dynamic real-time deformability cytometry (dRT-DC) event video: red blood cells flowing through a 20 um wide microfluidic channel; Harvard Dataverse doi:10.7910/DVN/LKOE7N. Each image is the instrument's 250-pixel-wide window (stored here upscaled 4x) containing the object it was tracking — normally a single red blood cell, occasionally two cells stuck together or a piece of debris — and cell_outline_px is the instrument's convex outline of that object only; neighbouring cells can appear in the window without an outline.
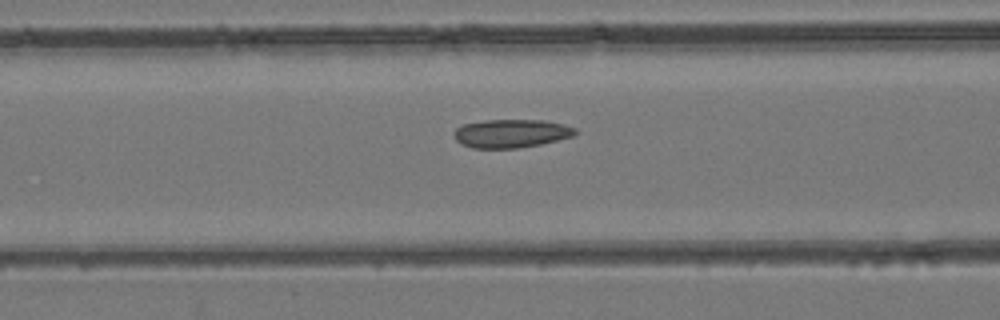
{"species": "common noctule bat (a hibernating species)", "species_latin": "Nyctalus noctula", "temperature_condition": "room temperature", "stored_images_in_passage": 29, "camera_frame_rate_fps": 3000, "um_per_image_px": 0.085, "animal": {"sex": "female", "body_mass_g": 24.6, "forearm_length_mm": 56.2}, "frame": {"image": 1, "passage_image": 10, "time_ms": 3.0, "image_size_px": [1000, 320], "cell_outline_px": [[580, 132], [572, 136], [540, 144], [516, 148], [472, 148], [460, 144], [456, 140], [452, 132], [456, 128], [464, 124], [484, 120], [544, 120], [564, 124], [576, 128]], "centroid_in_image_um": [43.44, 11.34], "position_along_channel_um": 123.2, "area_um2": 20.17}}
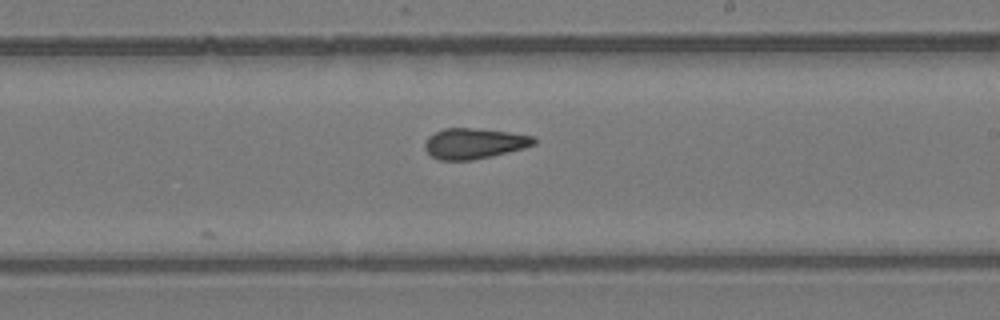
{"frame": {"image": 2, "passage_image": 19, "time_ms": 6.0, "image_size_px": [1000, 320], "cell_outline_px": [[536, 144], [524, 148], [492, 156], [472, 160], [440, 160], [432, 156], [424, 148], [424, 144], [428, 136], [444, 128], [472, 128], [508, 132], [536, 136]], "centroid_in_image_um": [40.32, 12.19], "position_along_channel_um": 248.7, "area_um2": 19.42}}
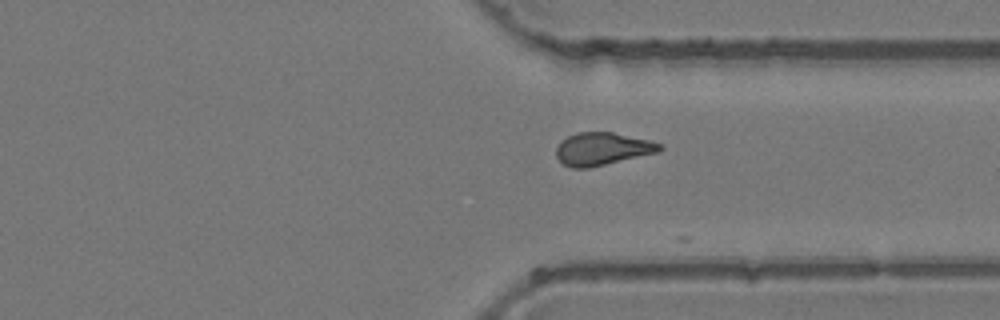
{"frame": {"image": 3, "passage_image": 27, "time_ms": 8.667, "image_size_px": [1000, 320], "cell_outline_px": [[664, 148], [656, 152], [588, 168], [572, 168], [564, 164], [556, 156], [556, 148], [560, 140], [576, 132], [612, 132], [648, 140], [660, 144]], "centroid_in_image_um": [51.14, 12.64], "position_along_channel_um": 360.3, "area_um2": 19.42}}